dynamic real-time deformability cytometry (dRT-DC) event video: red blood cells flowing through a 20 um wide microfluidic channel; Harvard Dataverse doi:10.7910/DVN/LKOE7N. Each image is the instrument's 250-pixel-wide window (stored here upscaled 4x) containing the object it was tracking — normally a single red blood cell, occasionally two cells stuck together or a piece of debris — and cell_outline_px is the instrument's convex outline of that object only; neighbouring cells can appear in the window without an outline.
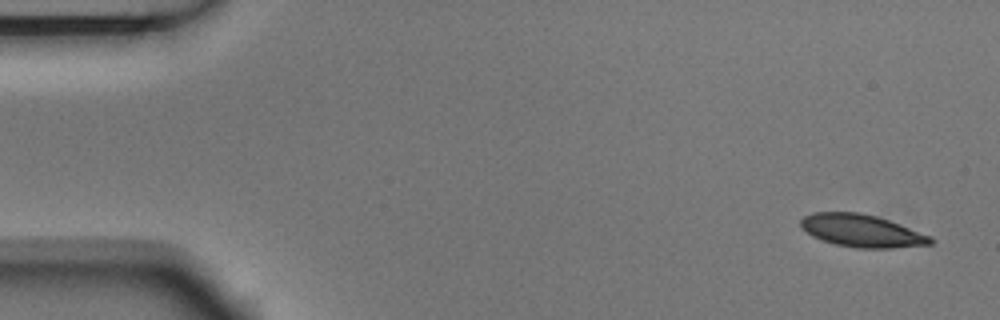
{"species": "Egyptian fruit bat (a non-hibernating species)", "species_latin": "Rousettus aegyptiacus", "temperature_condition": "room temperature", "stored_images_in_passage": 5, "camera_frame_rate_fps": 3000, "um_per_image_px": 0.085, "animal": {"sex": "male"}, "frame": {"image": 1, "passage_image": 1, "time_ms": 0.0, "image_size_px": [1000, 320], "cell_outline_px": [[936, 240], [932, 244], [892, 248], [856, 248], [836, 244], [812, 236], [800, 228], [800, 220], [804, 216], [816, 212], [860, 212], [876, 216], [900, 224], [932, 236]], "centroid_in_image_um": [73.27, 19.61], "position_along_channel_um": 11.7, "area_um2": 24.68}}
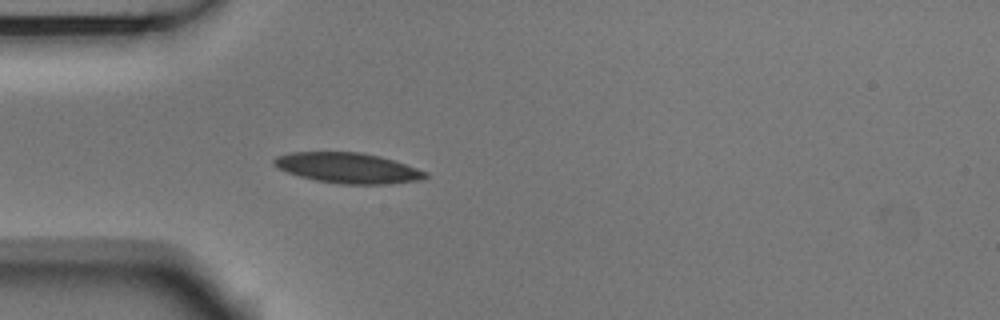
{"frame": {"image": 2, "passage_image": 5, "time_ms": 1.333, "image_size_px": [1000, 320], "cell_outline_px": [[428, 176], [420, 180], [384, 184], [340, 184], [316, 180], [300, 176], [276, 168], [272, 164], [272, 160], [276, 156], [292, 152], [360, 152], [380, 156], [428, 172]], "centroid_in_image_um": [29.53, 14.27], "position_along_channel_um": 55.5, "area_um2": 26.7}}